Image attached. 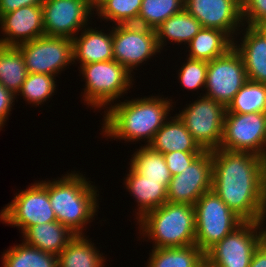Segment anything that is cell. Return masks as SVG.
Wrapping results in <instances>:
<instances>
[{
  "label": "cell",
  "mask_w": 266,
  "mask_h": 267,
  "mask_svg": "<svg viewBox=\"0 0 266 267\" xmlns=\"http://www.w3.org/2000/svg\"><path fill=\"white\" fill-rule=\"evenodd\" d=\"M211 153L212 190L243 221H262L266 205L263 157L224 149Z\"/></svg>",
  "instance_id": "cell-1"
},
{
  "label": "cell",
  "mask_w": 266,
  "mask_h": 267,
  "mask_svg": "<svg viewBox=\"0 0 266 267\" xmlns=\"http://www.w3.org/2000/svg\"><path fill=\"white\" fill-rule=\"evenodd\" d=\"M159 96L135 98L115 103L106 109L102 134L125 142L147 140V146L156 132L167 121L172 100ZM171 101V102H170Z\"/></svg>",
  "instance_id": "cell-2"
},
{
  "label": "cell",
  "mask_w": 266,
  "mask_h": 267,
  "mask_svg": "<svg viewBox=\"0 0 266 267\" xmlns=\"http://www.w3.org/2000/svg\"><path fill=\"white\" fill-rule=\"evenodd\" d=\"M86 179L81 173L67 172L58 180H48L49 201L57 221L76 235H84V226L92 222L99 208L97 188Z\"/></svg>",
  "instance_id": "cell-3"
},
{
  "label": "cell",
  "mask_w": 266,
  "mask_h": 267,
  "mask_svg": "<svg viewBox=\"0 0 266 267\" xmlns=\"http://www.w3.org/2000/svg\"><path fill=\"white\" fill-rule=\"evenodd\" d=\"M141 235L153 241V248L195 245V208L187 203L166 202L137 221Z\"/></svg>",
  "instance_id": "cell-4"
},
{
  "label": "cell",
  "mask_w": 266,
  "mask_h": 267,
  "mask_svg": "<svg viewBox=\"0 0 266 267\" xmlns=\"http://www.w3.org/2000/svg\"><path fill=\"white\" fill-rule=\"evenodd\" d=\"M79 70L85 81L84 103L88 107L108 108L111 102L133 87L132 74L116 60L85 64Z\"/></svg>",
  "instance_id": "cell-5"
},
{
  "label": "cell",
  "mask_w": 266,
  "mask_h": 267,
  "mask_svg": "<svg viewBox=\"0 0 266 267\" xmlns=\"http://www.w3.org/2000/svg\"><path fill=\"white\" fill-rule=\"evenodd\" d=\"M194 208L195 245L204 254L244 222L213 190L205 192Z\"/></svg>",
  "instance_id": "cell-6"
},
{
  "label": "cell",
  "mask_w": 266,
  "mask_h": 267,
  "mask_svg": "<svg viewBox=\"0 0 266 267\" xmlns=\"http://www.w3.org/2000/svg\"><path fill=\"white\" fill-rule=\"evenodd\" d=\"M263 221H244L205 253L215 267H249L254 251L265 240Z\"/></svg>",
  "instance_id": "cell-7"
},
{
  "label": "cell",
  "mask_w": 266,
  "mask_h": 267,
  "mask_svg": "<svg viewBox=\"0 0 266 267\" xmlns=\"http://www.w3.org/2000/svg\"><path fill=\"white\" fill-rule=\"evenodd\" d=\"M176 114L204 151L219 149L226 107L205 95Z\"/></svg>",
  "instance_id": "cell-8"
},
{
  "label": "cell",
  "mask_w": 266,
  "mask_h": 267,
  "mask_svg": "<svg viewBox=\"0 0 266 267\" xmlns=\"http://www.w3.org/2000/svg\"><path fill=\"white\" fill-rule=\"evenodd\" d=\"M0 220L24 233L35 224L57 221L48 196V181L36 182L18 193L0 212Z\"/></svg>",
  "instance_id": "cell-9"
},
{
  "label": "cell",
  "mask_w": 266,
  "mask_h": 267,
  "mask_svg": "<svg viewBox=\"0 0 266 267\" xmlns=\"http://www.w3.org/2000/svg\"><path fill=\"white\" fill-rule=\"evenodd\" d=\"M219 149L263 157L266 153V113H225Z\"/></svg>",
  "instance_id": "cell-10"
},
{
  "label": "cell",
  "mask_w": 266,
  "mask_h": 267,
  "mask_svg": "<svg viewBox=\"0 0 266 267\" xmlns=\"http://www.w3.org/2000/svg\"><path fill=\"white\" fill-rule=\"evenodd\" d=\"M28 73L57 76L73 62V40L67 37L41 36L17 46Z\"/></svg>",
  "instance_id": "cell-11"
},
{
  "label": "cell",
  "mask_w": 266,
  "mask_h": 267,
  "mask_svg": "<svg viewBox=\"0 0 266 267\" xmlns=\"http://www.w3.org/2000/svg\"><path fill=\"white\" fill-rule=\"evenodd\" d=\"M247 81L243 59L233 46L208 62L204 95L227 107Z\"/></svg>",
  "instance_id": "cell-12"
},
{
  "label": "cell",
  "mask_w": 266,
  "mask_h": 267,
  "mask_svg": "<svg viewBox=\"0 0 266 267\" xmlns=\"http://www.w3.org/2000/svg\"><path fill=\"white\" fill-rule=\"evenodd\" d=\"M113 59L130 73L160 52L156 31L137 24H121L112 28Z\"/></svg>",
  "instance_id": "cell-13"
},
{
  "label": "cell",
  "mask_w": 266,
  "mask_h": 267,
  "mask_svg": "<svg viewBox=\"0 0 266 267\" xmlns=\"http://www.w3.org/2000/svg\"><path fill=\"white\" fill-rule=\"evenodd\" d=\"M42 9L45 35L70 39L87 27L94 14L89 0H44Z\"/></svg>",
  "instance_id": "cell-14"
},
{
  "label": "cell",
  "mask_w": 266,
  "mask_h": 267,
  "mask_svg": "<svg viewBox=\"0 0 266 267\" xmlns=\"http://www.w3.org/2000/svg\"><path fill=\"white\" fill-rule=\"evenodd\" d=\"M212 174V153L204 151L180 174L171 177L167 202L194 206L205 192L212 190Z\"/></svg>",
  "instance_id": "cell-15"
},
{
  "label": "cell",
  "mask_w": 266,
  "mask_h": 267,
  "mask_svg": "<svg viewBox=\"0 0 266 267\" xmlns=\"http://www.w3.org/2000/svg\"><path fill=\"white\" fill-rule=\"evenodd\" d=\"M184 9L202 27L221 30L233 41L234 35L240 34L239 27L246 26L241 15V0H184Z\"/></svg>",
  "instance_id": "cell-16"
},
{
  "label": "cell",
  "mask_w": 266,
  "mask_h": 267,
  "mask_svg": "<svg viewBox=\"0 0 266 267\" xmlns=\"http://www.w3.org/2000/svg\"><path fill=\"white\" fill-rule=\"evenodd\" d=\"M0 26L2 46H18L44 36L42 5L23 6L1 15Z\"/></svg>",
  "instance_id": "cell-17"
},
{
  "label": "cell",
  "mask_w": 266,
  "mask_h": 267,
  "mask_svg": "<svg viewBox=\"0 0 266 267\" xmlns=\"http://www.w3.org/2000/svg\"><path fill=\"white\" fill-rule=\"evenodd\" d=\"M244 31L242 42L233 46L243 59L248 80L266 84V27L247 26Z\"/></svg>",
  "instance_id": "cell-18"
},
{
  "label": "cell",
  "mask_w": 266,
  "mask_h": 267,
  "mask_svg": "<svg viewBox=\"0 0 266 267\" xmlns=\"http://www.w3.org/2000/svg\"><path fill=\"white\" fill-rule=\"evenodd\" d=\"M125 177V187L137 202V216L140 220L149 211L155 210L167 202V189L169 184L166 181L146 180L131 165L129 173Z\"/></svg>",
  "instance_id": "cell-19"
},
{
  "label": "cell",
  "mask_w": 266,
  "mask_h": 267,
  "mask_svg": "<svg viewBox=\"0 0 266 267\" xmlns=\"http://www.w3.org/2000/svg\"><path fill=\"white\" fill-rule=\"evenodd\" d=\"M87 29V30H86ZM85 27L81 35L73 40V62L79 61L80 67L85 64L113 60L112 30L104 34L103 30Z\"/></svg>",
  "instance_id": "cell-20"
},
{
  "label": "cell",
  "mask_w": 266,
  "mask_h": 267,
  "mask_svg": "<svg viewBox=\"0 0 266 267\" xmlns=\"http://www.w3.org/2000/svg\"><path fill=\"white\" fill-rule=\"evenodd\" d=\"M170 118L156 132L148 146L162 154L173 151L204 152L179 117Z\"/></svg>",
  "instance_id": "cell-21"
},
{
  "label": "cell",
  "mask_w": 266,
  "mask_h": 267,
  "mask_svg": "<svg viewBox=\"0 0 266 267\" xmlns=\"http://www.w3.org/2000/svg\"><path fill=\"white\" fill-rule=\"evenodd\" d=\"M75 236L63 224L52 221L30 226L22 237L26 244L58 256Z\"/></svg>",
  "instance_id": "cell-22"
},
{
  "label": "cell",
  "mask_w": 266,
  "mask_h": 267,
  "mask_svg": "<svg viewBox=\"0 0 266 267\" xmlns=\"http://www.w3.org/2000/svg\"><path fill=\"white\" fill-rule=\"evenodd\" d=\"M233 40L223 31L202 27L188 44L189 57L210 62L233 47Z\"/></svg>",
  "instance_id": "cell-23"
},
{
  "label": "cell",
  "mask_w": 266,
  "mask_h": 267,
  "mask_svg": "<svg viewBox=\"0 0 266 267\" xmlns=\"http://www.w3.org/2000/svg\"><path fill=\"white\" fill-rule=\"evenodd\" d=\"M201 28L200 22L183 9L155 29L158 47L162 50L166 46V38L171 42H184L188 45Z\"/></svg>",
  "instance_id": "cell-24"
},
{
  "label": "cell",
  "mask_w": 266,
  "mask_h": 267,
  "mask_svg": "<svg viewBox=\"0 0 266 267\" xmlns=\"http://www.w3.org/2000/svg\"><path fill=\"white\" fill-rule=\"evenodd\" d=\"M86 235H76L58 255V267H104L105 257ZM90 242V243H89Z\"/></svg>",
  "instance_id": "cell-25"
},
{
  "label": "cell",
  "mask_w": 266,
  "mask_h": 267,
  "mask_svg": "<svg viewBox=\"0 0 266 267\" xmlns=\"http://www.w3.org/2000/svg\"><path fill=\"white\" fill-rule=\"evenodd\" d=\"M27 74L21 50L17 46L0 45V83L17 97Z\"/></svg>",
  "instance_id": "cell-26"
},
{
  "label": "cell",
  "mask_w": 266,
  "mask_h": 267,
  "mask_svg": "<svg viewBox=\"0 0 266 267\" xmlns=\"http://www.w3.org/2000/svg\"><path fill=\"white\" fill-rule=\"evenodd\" d=\"M205 254L196 245L153 248L147 267H198Z\"/></svg>",
  "instance_id": "cell-27"
},
{
  "label": "cell",
  "mask_w": 266,
  "mask_h": 267,
  "mask_svg": "<svg viewBox=\"0 0 266 267\" xmlns=\"http://www.w3.org/2000/svg\"><path fill=\"white\" fill-rule=\"evenodd\" d=\"M3 267H58V256L24 241L2 254Z\"/></svg>",
  "instance_id": "cell-28"
},
{
  "label": "cell",
  "mask_w": 266,
  "mask_h": 267,
  "mask_svg": "<svg viewBox=\"0 0 266 267\" xmlns=\"http://www.w3.org/2000/svg\"><path fill=\"white\" fill-rule=\"evenodd\" d=\"M132 155L130 164L146 180L166 181L171 180V174L162 153L152 150L149 146H141Z\"/></svg>",
  "instance_id": "cell-29"
},
{
  "label": "cell",
  "mask_w": 266,
  "mask_h": 267,
  "mask_svg": "<svg viewBox=\"0 0 266 267\" xmlns=\"http://www.w3.org/2000/svg\"><path fill=\"white\" fill-rule=\"evenodd\" d=\"M266 113V84L248 80L226 107L225 113Z\"/></svg>",
  "instance_id": "cell-30"
},
{
  "label": "cell",
  "mask_w": 266,
  "mask_h": 267,
  "mask_svg": "<svg viewBox=\"0 0 266 267\" xmlns=\"http://www.w3.org/2000/svg\"><path fill=\"white\" fill-rule=\"evenodd\" d=\"M184 9V0H142L135 24L156 29L169 17Z\"/></svg>",
  "instance_id": "cell-31"
},
{
  "label": "cell",
  "mask_w": 266,
  "mask_h": 267,
  "mask_svg": "<svg viewBox=\"0 0 266 267\" xmlns=\"http://www.w3.org/2000/svg\"><path fill=\"white\" fill-rule=\"evenodd\" d=\"M142 0H105L95 11L99 18L113 21L114 25L135 24Z\"/></svg>",
  "instance_id": "cell-32"
},
{
  "label": "cell",
  "mask_w": 266,
  "mask_h": 267,
  "mask_svg": "<svg viewBox=\"0 0 266 267\" xmlns=\"http://www.w3.org/2000/svg\"><path fill=\"white\" fill-rule=\"evenodd\" d=\"M52 75L28 73L18 93L32 105L39 106L46 102L56 91V78Z\"/></svg>",
  "instance_id": "cell-33"
},
{
  "label": "cell",
  "mask_w": 266,
  "mask_h": 267,
  "mask_svg": "<svg viewBox=\"0 0 266 267\" xmlns=\"http://www.w3.org/2000/svg\"><path fill=\"white\" fill-rule=\"evenodd\" d=\"M186 61L178 72L182 86L188 90L205 88L208 62L191 58H187Z\"/></svg>",
  "instance_id": "cell-34"
},
{
  "label": "cell",
  "mask_w": 266,
  "mask_h": 267,
  "mask_svg": "<svg viewBox=\"0 0 266 267\" xmlns=\"http://www.w3.org/2000/svg\"><path fill=\"white\" fill-rule=\"evenodd\" d=\"M241 15L248 26L266 27V0H241Z\"/></svg>",
  "instance_id": "cell-35"
},
{
  "label": "cell",
  "mask_w": 266,
  "mask_h": 267,
  "mask_svg": "<svg viewBox=\"0 0 266 267\" xmlns=\"http://www.w3.org/2000/svg\"><path fill=\"white\" fill-rule=\"evenodd\" d=\"M202 152L173 151L163 154L171 176L180 174L188 167Z\"/></svg>",
  "instance_id": "cell-36"
},
{
  "label": "cell",
  "mask_w": 266,
  "mask_h": 267,
  "mask_svg": "<svg viewBox=\"0 0 266 267\" xmlns=\"http://www.w3.org/2000/svg\"><path fill=\"white\" fill-rule=\"evenodd\" d=\"M16 99L15 95L7 90L1 83H0V130L5 125V121L8 119V114L10 115V111L12 110V104Z\"/></svg>",
  "instance_id": "cell-37"
},
{
  "label": "cell",
  "mask_w": 266,
  "mask_h": 267,
  "mask_svg": "<svg viewBox=\"0 0 266 267\" xmlns=\"http://www.w3.org/2000/svg\"><path fill=\"white\" fill-rule=\"evenodd\" d=\"M44 0H0V16L23 6L42 5Z\"/></svg>",
  "instance_id": "cell-38"
},
{
  "label": "cell",
  "mask_w": 266,
  "mask_h": 267,
  "mask_svg": "<svg viewBox=\"0 0 266 267\" xmlns=\"http://www.w3.org/2000/svg\"><path fill=\"white\" fill-rule=\"evenodd\" d=\"M249 267H266V241L254 251Z\"/></svg>",
  "instance_id": "cell-39"
},
{
  "label": "cell",
  "mask_w": 266,
  "mask_h": 267,
  "mask_svg": "<svg viewBox=\"0 0 266 267\" xmlns=\"http://www.w3.org/2000/svg\"><path fill=\"white\" fill-rule=\"evenodd\" d=\"M263 173H264V196H265V201H266V153L263 156ZM265 218H266V205H265V212H264V217H263V223H265Z\"/></svg>",
  "instance_id": "cell-40"
},
{
  "label": "cell",
  "mask_w": 266,
  "mask_h": 267,
  "mask_svg": "<svg viewBox=\"0 0 266 267\" xmlns=\"http://www.w3.org/2000/svg\"><path fill=\"white\" fill-rule=\"evenodd\" d=\"M105 0H89V4L92 7V9H97Z\"/></svg>",
  "instance_id": "cell-41"
},
{
  "label": "cell",
  "mask_w": 266,
  "mask_h": 267,
  "mask_svg": "<svg viewBox=\"0 0 266 267\" xmlns=\"http://www.w3.org/2000/svg\"><path fill=\"white\" fill-rule=\"evenodd\" d=\"M198 267H215V266L211 265L206 259H204Z\"/></svg>",
  "instance_id": "cell-42"
},
{
  "label": "cell",
  "mask_w": 266,
  "mask_h": 267,
  "mask_svg": "<svg viewBox=\"0 0 266 267\" xmlns=\"http://www.w3.org/2000/svg\"><path fill=\"white\" fill-rule=\"evenodd\" d=\"M264 239H265V241H266V227H265V229H264Z\"/></svg>",
  "instance_id": "cell-43"
}]
</instances>
